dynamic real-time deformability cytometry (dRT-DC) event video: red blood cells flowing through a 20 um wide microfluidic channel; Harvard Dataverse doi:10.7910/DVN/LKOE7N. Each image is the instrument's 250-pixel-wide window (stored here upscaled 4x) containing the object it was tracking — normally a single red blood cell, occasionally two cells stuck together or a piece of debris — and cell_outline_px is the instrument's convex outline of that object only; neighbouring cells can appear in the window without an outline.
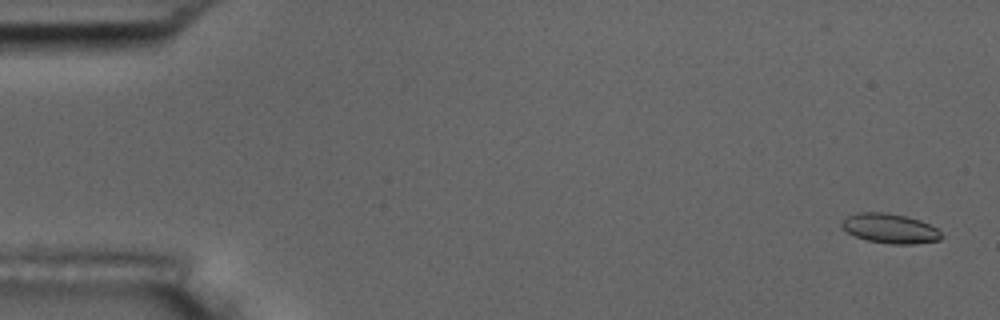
{"species": "common noctule bat (a hibernating species)", "species_latin": "Nyctalus noctula", "temperature_condition": "room temperature", "stored_images_in_passage": 11, "camera_frame_rate_fps": 3000, "um_per_image_px": 0.085, "animal": {"sex": "male", "body_mass_g": 17.5, "forearm_length_mm": 52.3}, "frame": {"image": 1, "passage_image": 1, "time_ms": 0.0, "image_size_px": [1000, 320], "cell_outline_px": [[944, 236], [940, 240], [912, 244], [892, 244], [868, 240], [856, 236], [848, 232], [840, 224], [848, 216], [860, 212], [884, 212], [904, 216], [920, 220], [936, 228]], "centroid_in_image_um": [75.68, 19.42], "position_along_channel_um": 9.3, "area_um2": 16.94}}
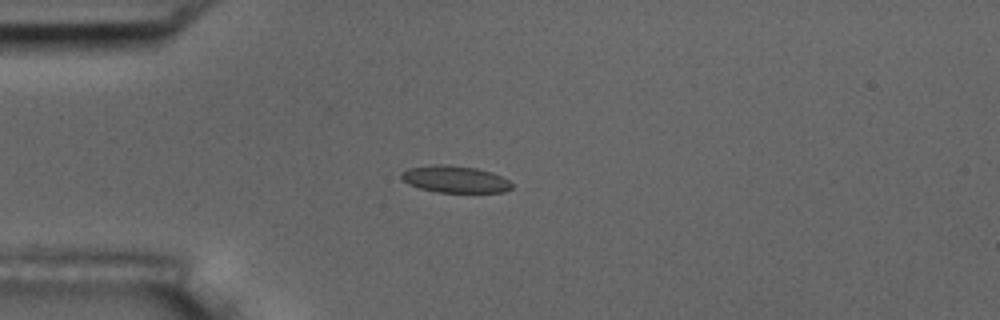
{"frame": {"image": 2, "passage_image": 4, "time_ms": 4.333, "image_size_px": [1000, 320], "cell_outline_px": [[512, 188], [504, 192], [440, 192], [420, 188], [408, 184], [400, 176], [400, 172], [408, 168], [436, 164], [448, 164], [476, 168], [492, 172], [508, 180], [512, 184]], "centroid_in_image_um": [38.66, 15.22], "position_along_channel_um": 46.3, "area_um2": 17.28}}
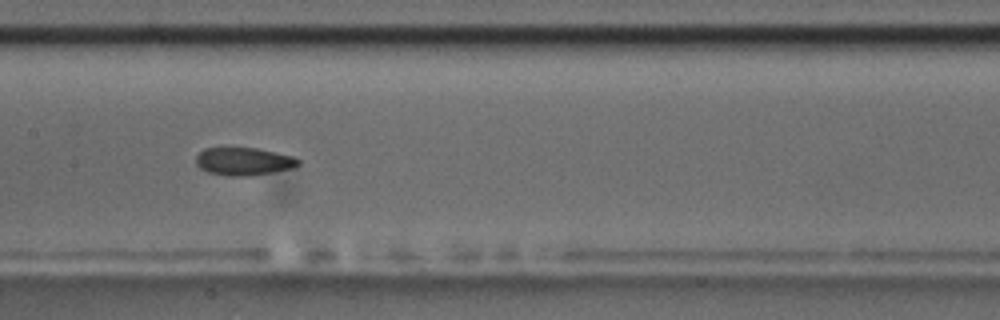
{"frame": {"image": 3, "passage_image": 8, "time_ms": 8.667, "image_size_px": [1000, 320], "cell_outline_px": [[300, 164], [292, 168], [252, 176], [228, 176], [208, 172], [200, 168], [196, 164], [196, 156], [204, 148], [256, 148], [276, 152], [292, 156], [300, 160]], "centroid_in_image_um": [20.71, 13.72], "position_along_channel_um": 186.7, "area_um2": 16.59}}